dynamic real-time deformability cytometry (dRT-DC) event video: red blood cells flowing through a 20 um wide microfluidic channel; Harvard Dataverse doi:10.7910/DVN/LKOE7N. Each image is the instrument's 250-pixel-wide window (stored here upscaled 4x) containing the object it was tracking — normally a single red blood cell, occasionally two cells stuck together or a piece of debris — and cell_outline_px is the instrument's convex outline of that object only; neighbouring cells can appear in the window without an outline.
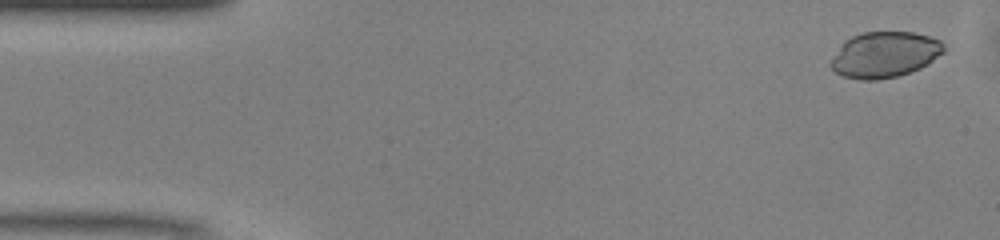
{"species": "common noctule bat (a hibernating species)", "species_latin": "Nyctalus noctula", "temperature_condition": "warm", "stored_images_in_passage": 38, "camera_frame_rate_fps": 3000, "um_per_image_px": 0.085, "animal": {"sex": "male", "body_mass_g": 13.0, "forearm_length_mm": 53.1}, "frame": {"image": 1, "passage_image": 1, "time_ms": 0.0, "image_size_px": [1000, 240], "cell_outline_px": [[944, 52], [928, 64], [920, 68], [896, 76], [876, 80], [860, 80], [844, 76], [836, 72], [828, 64], [840, 44], [844, 40], [852, 36], [864, 32], [912, 32], [928, 36], [940, 40], [944, 44]], "centroid_in_image_um": [75.17, 4.64], "position_along_channel_um": 9.8, "area_um2": 30.17}}